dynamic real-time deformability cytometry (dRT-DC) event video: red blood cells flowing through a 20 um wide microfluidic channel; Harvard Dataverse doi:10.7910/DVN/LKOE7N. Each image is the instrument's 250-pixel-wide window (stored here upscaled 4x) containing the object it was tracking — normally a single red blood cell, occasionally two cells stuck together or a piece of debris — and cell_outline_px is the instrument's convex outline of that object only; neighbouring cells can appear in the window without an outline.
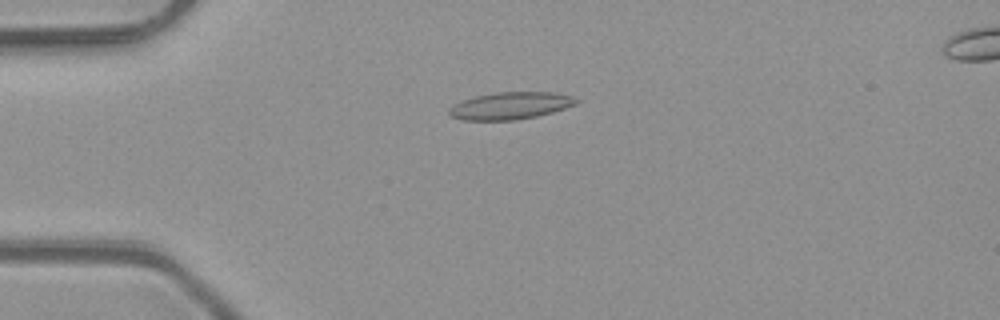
{"species": "common noctule bat (a hibernating species)", "species_latin": "Nyctalus noctula", "temperature_condition": "room temperature", "stored_images_in_passage": 51, "camera_frame_rate_fps": 3000, "um_per_image_px": 0.085, "animal": {"sex": "male", "body_mass_g": 23.1, "forearm_length_mm": 52.7}, "frame": {"image": 1, "passage_image": 13, "time_ms": 4.0, "image_size_px": [1000, 320], "cell_outline_px": [[580, 100], [576, 104], [552, 112], [536, 116], [512, 120], [464, 120], [452, 116], [448, 112], [448, 108], [464, 100], [476, 96], [496, 92], [552, 92], [572, 96]], "centroid_in_image_um": [43.4, 8.98], "position_along_channel_um": 41.6, "area_um2": 19.88}}
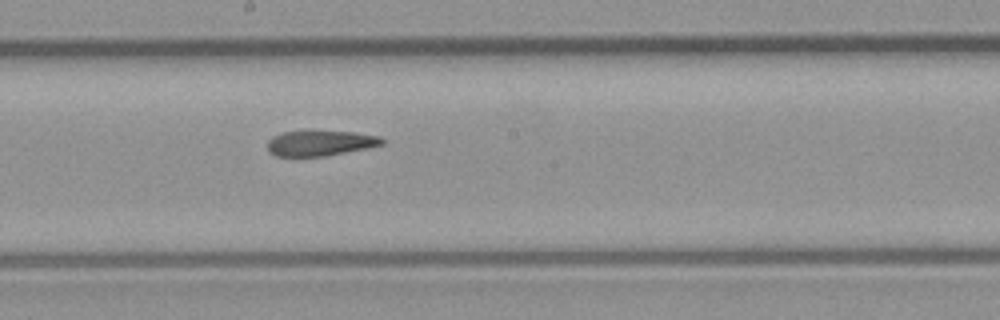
{"frame": {"image": 2, "passage_image": 28, "time_ms": 9.0, "image_size_px": [1000, 320], "cell_outline_px": [[384, 144], [324, 156], [276, 156], [268, 152], [268, 140], [272, 136], [280, 132], [308, 128], [312, 128], [352, 132], [380, 136], [384, 140]], "centroid_in_image_um": [27.14, 12.1], "position_along_channel_um": 221.1, "area_um2": 17.63}}
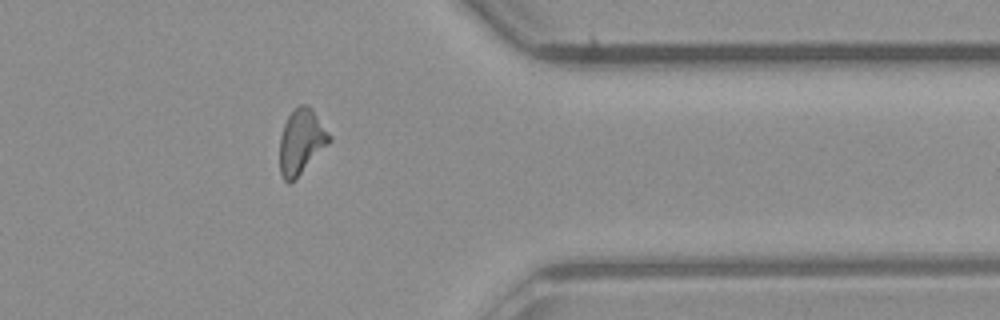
{"frame": {"image": 3, "passage_image": 41, "time_ms": 13.333, "image_size_px": [1000, 320], "cell_outline_px": [[332, 140], [296, 180], [288, 184], [284, 180], [280, 172], [280, 136], [284, 124], [288, 116], [300, 104], [308, 104], [312, 108], [332, 136]], "centroid_in_image_um": [25.62, 12.06], "position_along_channel_um": 385.8, "area_um2": 19.02}, "authors_computed_cell_mechanics": {"area_um2": 18.6694, "velocity_mm_per_s": 4.1215, "shape_relaxation_time_tau1_ms": null, "shape_relaxation_time_tau2_ms": 3.2966, "deformation_change_tau1": null, "deformation_change_tau2": 0.1146}}